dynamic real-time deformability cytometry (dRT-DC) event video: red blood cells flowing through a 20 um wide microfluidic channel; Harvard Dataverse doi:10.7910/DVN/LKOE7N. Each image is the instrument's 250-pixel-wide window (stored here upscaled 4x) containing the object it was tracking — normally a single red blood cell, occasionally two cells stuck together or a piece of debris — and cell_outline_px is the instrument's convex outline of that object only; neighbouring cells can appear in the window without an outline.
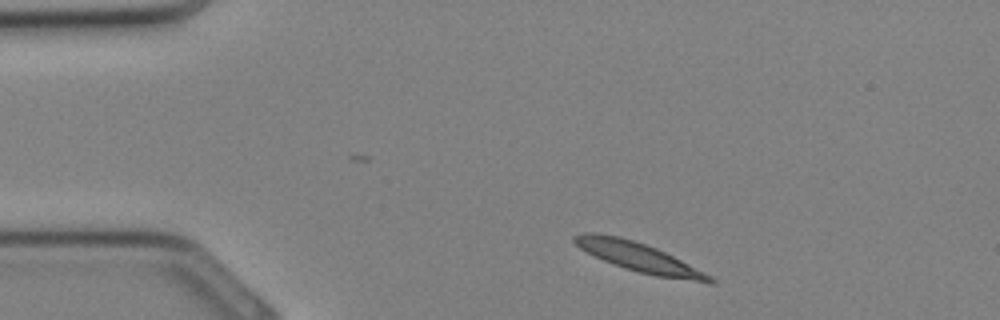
{"species": "Egyptian fruit bat (a non-hibernating species)", "species_latin": "Rousettus aegyptiacus", "temperature_condition": "cold", "stored_images_in_passage": 22, "camera_frame_rate_fps": 3000, "um_per_image_px": 0.085, "animal": {"sex": "female"}, "frame": {"image": 1, "passage_image": 1, "time_ms": 0.0, "image_size_px": [1000, 320], "cell_outline_px": [[716, 284], [708, 284], [656, 276], [624, 268], [604, 260], [580, 248], [572, 240], [572, 236], [580, 232], [596, 232], [620, 236], [656, 248], [712, 276], [716, 280]], "centroid_in_image_um": [54.32, 21.87], "position_along_channel_um": 30.7, "area_um2": 22.89}}
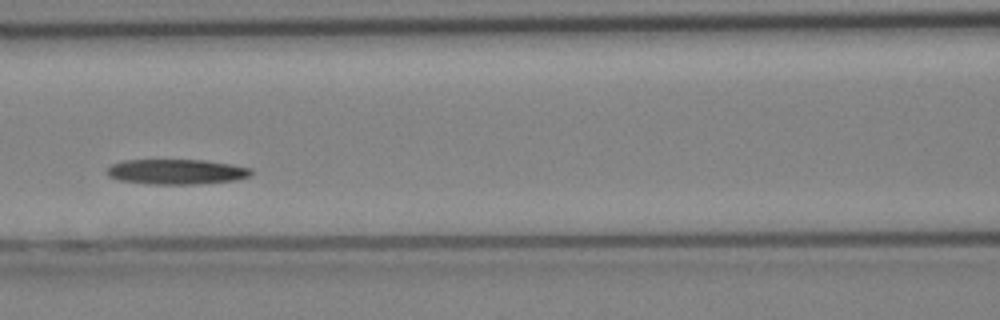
{"frame": {"image": 2, "passage_image": 10, "time_ms": 3.0, "image_size_px": [1000, 320], "cell_outline_px": [[252, 172], [248, 176], [236, 180], [192, 184], [148, 184], [120, 180], [108, 176], [104, 172], [112, 164], [124, 160], [204, 160], [232, 164], [252, 168]], "centroid_in_image_um": [14.97, 14.59], "position_along_channel_um": 151.6, "area_um2": 21.1}}
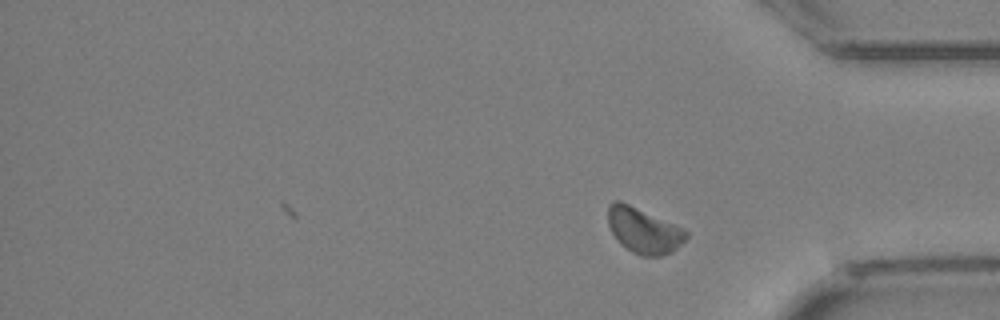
{"frame": {"image": 3, "passage_image": 22, "time_ms": 7.0, "image_size_px": [1000, 320], "cell_outline_px": [[688, 236], [672, 252], [660, 256], [640, 256], [632, 252], [620, 244], [616, 240], [608, 224], [608, 204], [612, 200], [620, 200], [684, 228], [688, 232]], "centroid_in_image_um": [54.69, 19.58], "position_along_channel_um": 380.5, "area_um2": 20.81}}